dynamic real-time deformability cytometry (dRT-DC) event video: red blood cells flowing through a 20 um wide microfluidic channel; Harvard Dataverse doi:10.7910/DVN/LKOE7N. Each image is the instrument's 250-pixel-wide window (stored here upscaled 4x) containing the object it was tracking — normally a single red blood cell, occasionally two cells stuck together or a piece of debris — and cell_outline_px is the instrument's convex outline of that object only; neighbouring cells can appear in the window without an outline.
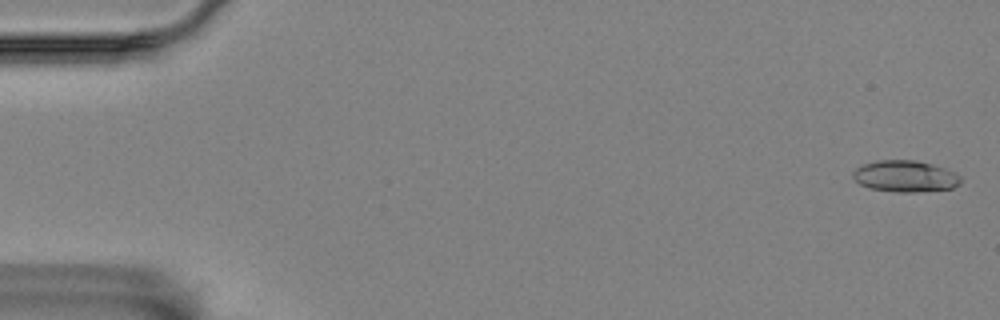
{"species": "Egyptian fruit bat (a non-hibernating species)", "species_latin": "Rousettus aegyptiacus", "temperature_condition": "room temperature", "stored_images_in_passage": 15, "camera_frame_rate_fps": 3000, "um_per_image_px": 0.085, "animal": {"sex": "female"}, "frame": {"image": 1, "passage_image": 1, "time_ms": 0.0, "image_size_px": [1000, 320], "cell_outline_px": [[960, 184], [952, 188], [912, 192], [896, 192], [872, 188], [860, 184], [852, 176], [852, 172], [856, 168], [864, 164], [876, 160], [916, 160], [932, 164], [956, 172], [960, 176]], "centroid_in_image_um": [76.95, 14.97], "position_along_channel_um": 8.1, "area_um2": 19.65}}
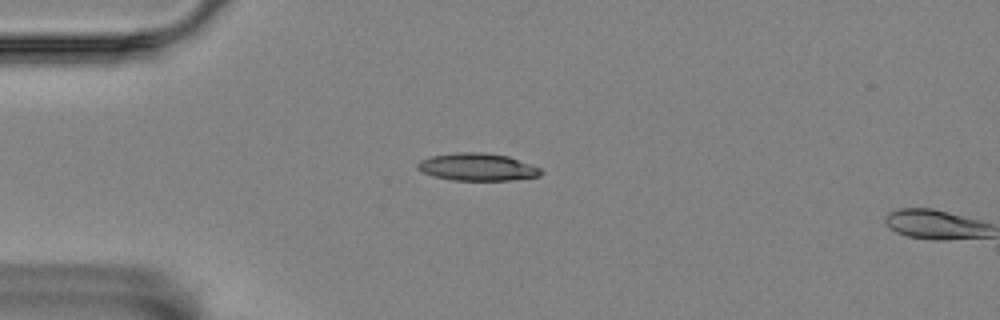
{"frame": {"image": 2, "passage_image": 14, "time_ms": 4.333, "image_size_px": [1000, 320], "cell_outline_px": [[544, 172], [540, 176], [512, 180], [452, 180], [432, 176], [420, 172], [416, 168], [416, 164], [420, 160], [432, 156], [456, 152], [480, 152], [508, 156], [540, 168]], "centroid_in_image_um": [40.54, 14.2], "position_along_channel_um": 44.5, "area_um2": 19.83}}